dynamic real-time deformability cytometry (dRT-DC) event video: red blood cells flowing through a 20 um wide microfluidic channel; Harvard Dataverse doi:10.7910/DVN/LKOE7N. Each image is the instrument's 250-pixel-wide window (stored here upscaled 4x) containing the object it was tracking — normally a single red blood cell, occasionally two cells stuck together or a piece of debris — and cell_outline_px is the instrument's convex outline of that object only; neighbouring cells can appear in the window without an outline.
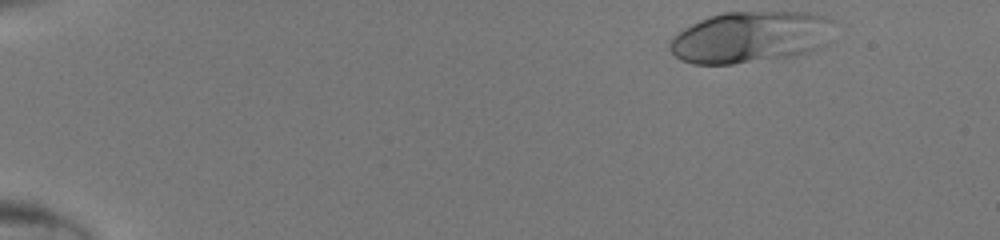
{"species": "human", "species_latin": "Homo sapiens", "temperature_condition": "room temperature", "stored_images_in_passage": 42, "camera_frame_rate_fps": 3000, "um_per_image_px": 0.085, "donor": {"sex": "male"}, "frame": {"image": 1, "passage_image": 1, "time_ms": 0.0, "image_size_px": [1000, 240], "cell_outline_px": [[832, 20], [828, 44], [812, 52], [792, 56], [732, 64], [692, 64], [680, 60], [668, 48], [668, 44], [684, 28], [700, 20], [724, 12], [816, 12]], "centroid_in_image_um": [63.82, 3.16], "position_along_channel_um": 21.2, "area_um2": 49.3}}
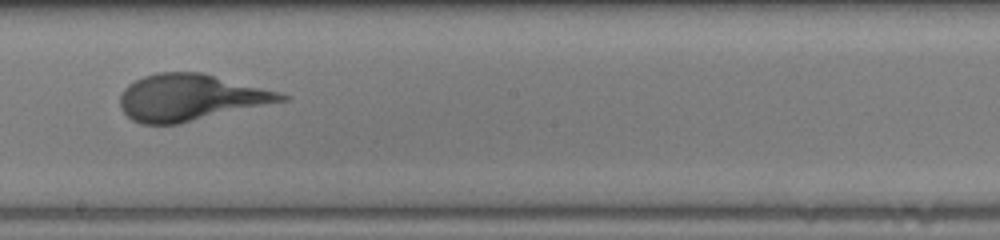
{"frame": {"image": 2, "passage_image": 24, "time_ms": 7.667, "image_size_px": [1000, 240], "cell_outline_px": [[292, 96], [288, 100], [176, 124], [140, 124], [132, 120], [120, 108], [120, 96], [124, 88], [128, 84], [144, 76], [156, 72], [204, 72], [280, 92]], "centroid_in_image_um": [16.18, 8.27], "position_along_channel_um": 232.0, "area_um2": 43.7}}
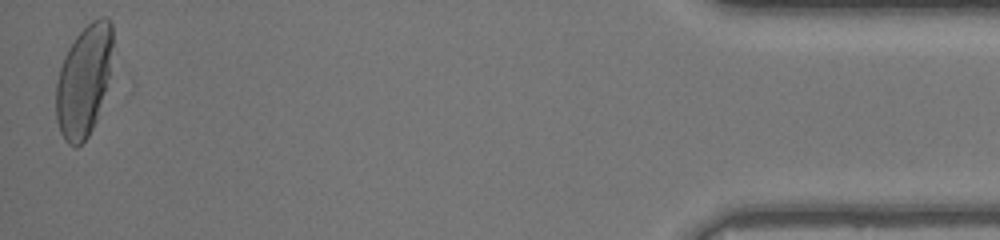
{"frame": {"image": 3, "passage_image": 42, "time_ms": 13.667, "image_size_px": [1000, 240], "cell_outline_px": [[112, 44], [108, 76], [96, 120], [88, 136], [76, 148], [68, 144], [64, 140], [60, 132], [56, 120], [56, 84], [60, 68], [64, 56], [68, 48], [76, 36], [92, 20], [100, 16], [104, 16], [112, 24]], "centroid_in_image_um": [7.09, 6.87], "position_along_channel_um": 428.1, "area_um2": 36.24}}